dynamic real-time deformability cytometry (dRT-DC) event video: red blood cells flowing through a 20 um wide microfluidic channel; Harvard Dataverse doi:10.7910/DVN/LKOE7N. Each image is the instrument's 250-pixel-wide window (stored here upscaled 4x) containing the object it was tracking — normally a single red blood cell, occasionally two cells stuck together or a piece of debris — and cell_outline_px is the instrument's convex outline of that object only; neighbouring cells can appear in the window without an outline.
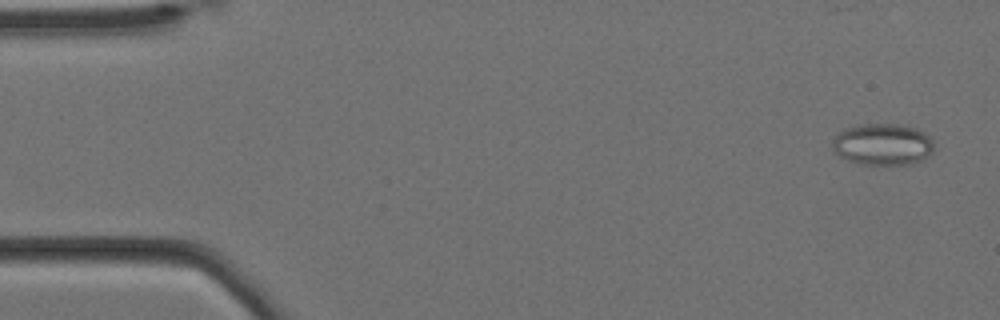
{"species": "Egyptian fruit bat (a non-hibernating species)", "species_latin": "Rousettus aegyptiacus", "temperature_condition": "cold", "stored_images_in_passage": 29, "camera_frame_rate_fps": 3000, "um_per_image_px": 0.085, "animal": {"sex": "female"}, "frame": {"image": 1, "passage_image": 3, "time_ms": 0.667, "image_size_px": [1000, 320], "cell_outline_px": [[932, 152], [928, 156], [920, 160], [908, 164], [856, 164], [840, 156], [832, 148], [832, 140], [836, 132], [844, 128], [856, 124], [896, 124], [916, 128], [924, 132], [932, 140]], "centroid_in_image_um": [74.96, 12.25], "position_along_channel_um": 10.0, "area_um2": 24.74}}
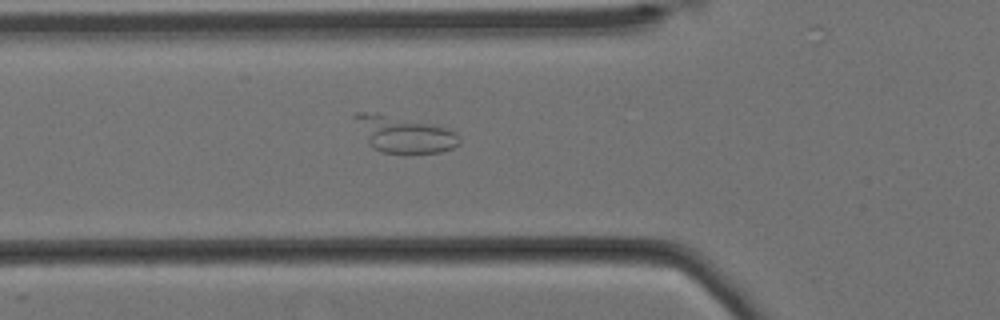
{"frame": {"image": 2, "passage_image": 20, "time_ms": 6.333, "image_size_px": [1000, 320], "cell_outline_px": [[460, 144], [452, 148], [440, 152], [408, 156], [384, 152], [372, 148], [368, 144], [352, 116], [356, 112], [380, 112], [432, 124], [448, 128], [456, 132], [460, 140]], "centroid_in_image_um": [34.35, 11.43], "position_along_channel_um": 91.5, "area_um2": 22.95}}
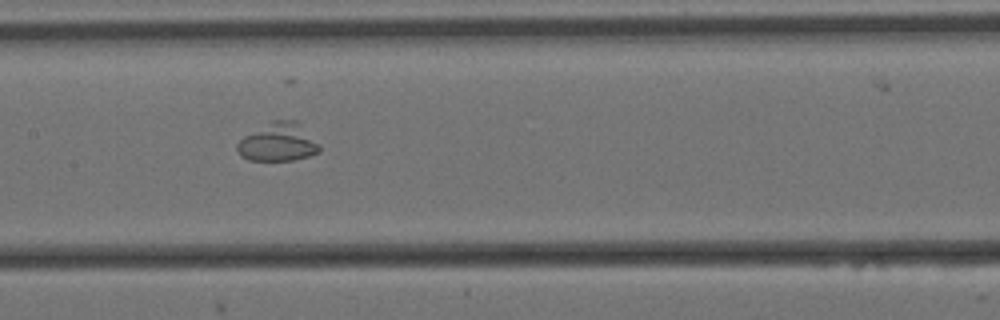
{"frame": {"image": 3, "passage_image": 28, "time_ms": 9.0, "image_size_px": [1000, 320], "cell_outline_px": [[320, 152], [308, 156], [292, 160], [248, 160], [240, 156], [236, 148], [236, 144], [244, 136], [272, 120], [296, 120], [320, 144]], "centroid_in_image_um": [23.64, 12.09], "position_along_channel_um": 183.8, "area_um2": 18.32}}